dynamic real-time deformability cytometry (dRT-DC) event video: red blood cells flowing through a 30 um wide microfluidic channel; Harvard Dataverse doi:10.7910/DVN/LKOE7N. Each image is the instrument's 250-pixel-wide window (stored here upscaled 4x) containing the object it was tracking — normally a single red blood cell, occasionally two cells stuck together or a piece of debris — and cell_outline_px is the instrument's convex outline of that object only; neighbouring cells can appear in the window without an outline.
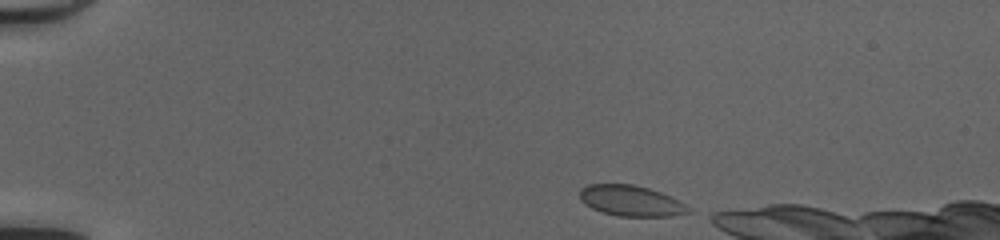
{"species": "common noctule bat (a hibernating species)", "species_latin": "Nyctalus noctula", "temperature_condition": "cold", "stored_images_in_passage": 13, "camera_frame_rate_fps": 3000, "um_per_image_px": 0.085, "animal": {"sex": "female", "body_mass_g": 20.0, "forearm_length_mm": 54.0}, "frame": {"image": 1, "passage_image": 1, "time_ms": 0.0, "image_size_px": [1000, 240], "cell_outline_px": [[692, 212], [672, 216], [620, 216], [604, 212], [592, 208], [584, 204], [580, 200], [580, 188], [588, 184], [632, 184], [648, 188], [660, 192], [692, 208]], "centroid_in_image_um": [53.61, 17.06], "position_along_channel_um": 31.4, "area_um2": 19.31}}
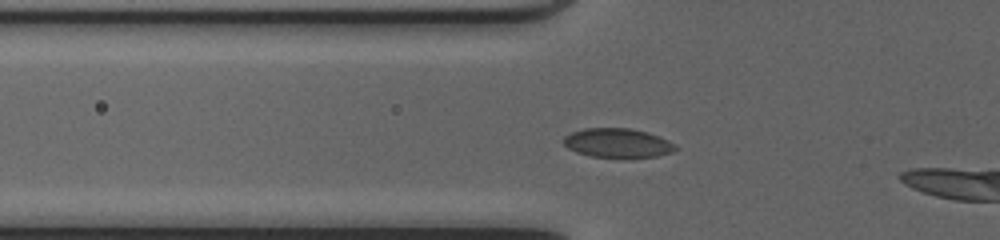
{"frame": {"image": 2, "passage_image": 10, "time_ms": 3.0, "image_size_px": [1000, 240], "cell_outline_px": [[680, 148], [672, 152], [656, 156], [624, 160], [592, 156], [576, 152], [568, 148], [560, 140], [564, 136], [572, 132], [584, 128], [628, 128], [648, 132], [660, 136], [676, 144]], "centroid_in_image_um": [52.52, 12.18], "position_along_channel_um": 73.3, "area_um2": 19.83}}